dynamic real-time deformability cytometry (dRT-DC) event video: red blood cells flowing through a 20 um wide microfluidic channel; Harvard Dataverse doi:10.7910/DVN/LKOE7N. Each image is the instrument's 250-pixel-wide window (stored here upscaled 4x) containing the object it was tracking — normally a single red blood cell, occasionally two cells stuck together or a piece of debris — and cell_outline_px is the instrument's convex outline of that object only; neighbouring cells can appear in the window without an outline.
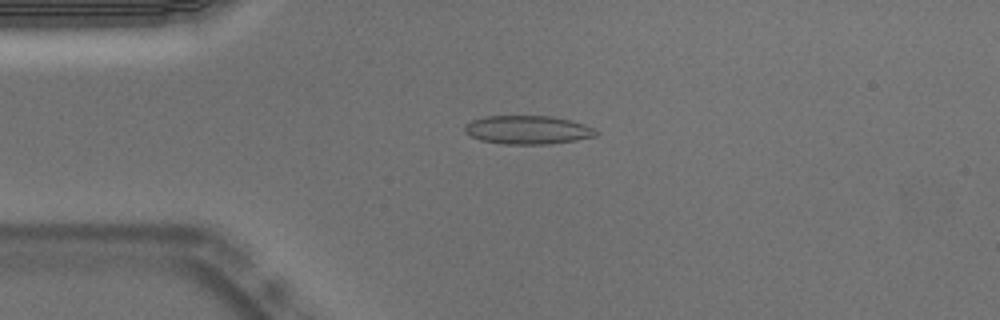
{"species": "Egyptian fruit bat (a non-hibernating species)", "species_latin": "Rousettus aegyptiacus", "temperature_condition": "warm", "stored_images_in_passage": 47, "camera_frame_rate_fps": 3000, "um_per_image_px": 0.085, "animal": {"sex": "male"}, "frame": {"image": 1, "passage_image": 6, "time_ms": 1.667, "image_size_px": [1000, 320], "cell_outline_px": [[596, 136], [576, 140], [548, 144], [504, 144], [480, 140], [464, 132], [464, 124], [472, 120], [484, 116], [552, 116], [572, 120], [584, 124], [592, 128], [596, 132]], "centroid_in_image_um": [44.82, 11.03], "position_along_channel_um": 40.2, "area_um2": 21.85}}
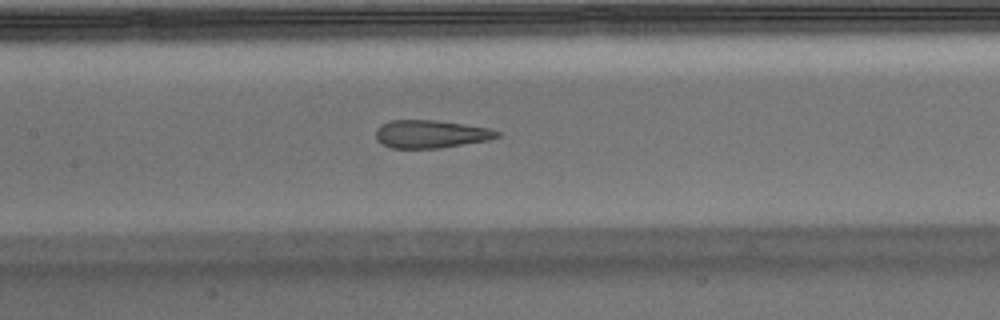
{"frame": {"image": 2, "passage_image": 18, "time_ms": 5.667, "image_size_px": [1000, 320], "cell_outline_px": [[500, 136], [488, 140], [440, 148], [392, 148], [376, 140], [376, 128], [380, 124], [392, 120], [436, 120], [492, 128], [500, 132]], "centroid_in_image_um": [36.63, 11.39], "position_along_channel_um": 170.8, "area_um2": 19.83}}
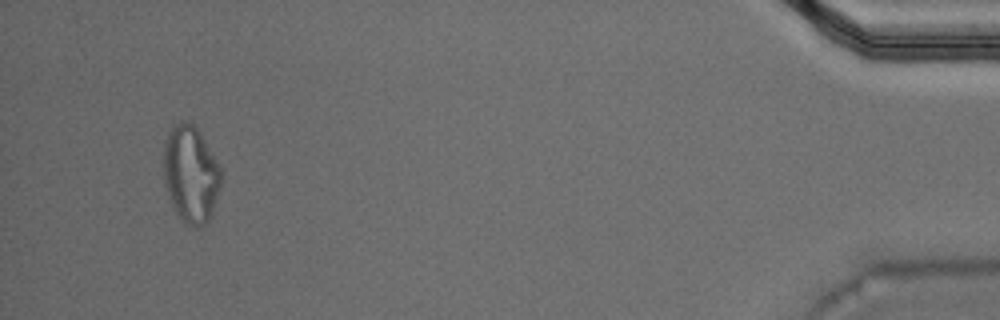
{"frame": {"image": 3, "passage_image": 44, "time_ms": 14.333, "image_size_px": [1000, 320], "cell_outline_px": [[220, 188], [212, 216], [204, 224], [196, 228], [192, 228], [184, 224], [176, 212], [168, 196], [164, 184], [164, 144], [168, 132], [172, 124], [180, 120], [184, 120], [192, 124], [200, 132], [216, 160], [220, 168]], "centroid_in_image_um": [16.2, 14.82], "position_along_channel_um": 419.0, "area_um2": 32.71}, "authors_computed_cell_mechanics": {"area_um2": 21.6172, "velocity_mm_per_s": 3.7783, "shape_relaxation_time_tau1_ms": null, "shape_relaxation_time_tau2_ms": 1.7962, "deformation_change_tau1": null, "deformation_change_tau2": 0.0784}}